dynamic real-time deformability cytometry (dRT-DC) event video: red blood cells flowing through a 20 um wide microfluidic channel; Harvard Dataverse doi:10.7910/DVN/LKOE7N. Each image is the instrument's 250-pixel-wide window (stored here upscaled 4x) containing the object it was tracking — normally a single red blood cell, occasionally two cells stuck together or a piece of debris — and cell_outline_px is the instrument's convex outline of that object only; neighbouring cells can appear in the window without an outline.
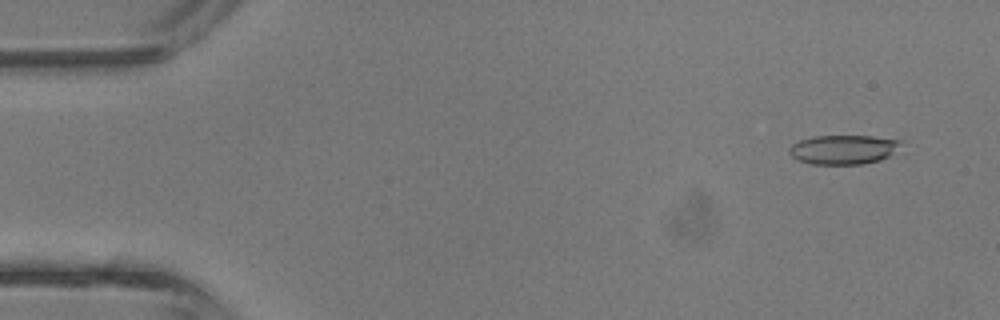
{"species": "common noctule bat (a hibernating species)", "species_latin": "Nyctalus noctula", "temperature_condition": "room temperature", "stored_images_in_passage": 4, "camera_frame_rate_fps": 3000, "um_per_image_px": 0.085, "animal": {"sex": "male", "body_mass_g": 13.3}, "frame": {"image": 1, "passage_image": 1, "time_ms": 0.0, "image_size_px": [1000, 320], "cell_outline_px": [[904, 140], [888, 156], [880, 160], [864, 164], [812, 164], [796, 160], [788, 152], [788, 148], [792, 144], [800, 140], [812, 136], [872, 136]], "centroid_in_image_um": [71.64, 12.71], "position_along_channel_um": 13.4, "area_um2": 19.07}}
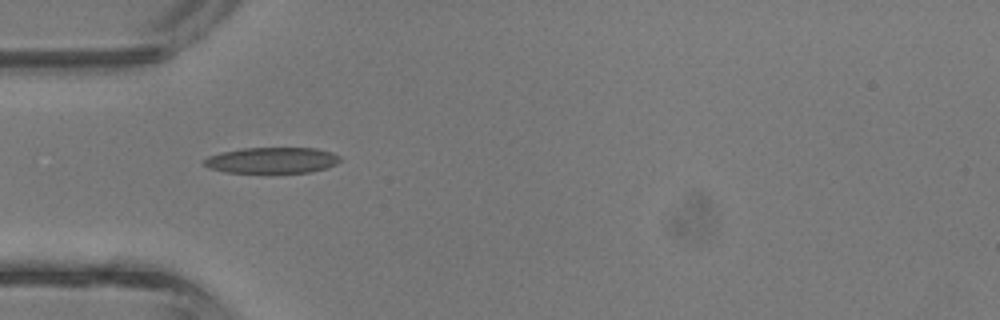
{"frame": {"image": 2, "passage_image": 4, "time_ms": 1.0, "image_size_px": [1000, 320], "cell_outline_px": [[340, 160], [336, 164], [328, 168], [308, 172], [224, 172], [208, 168], [204, 164], [204, 160], [208, 156], [220, 152], [240, 148], [316, 148], [332, 152], [340, 156]], "centroid_in_image_um": [23.11, 13.61], "position_along_channel_um": 61.9, "area_um2": 20.58}}